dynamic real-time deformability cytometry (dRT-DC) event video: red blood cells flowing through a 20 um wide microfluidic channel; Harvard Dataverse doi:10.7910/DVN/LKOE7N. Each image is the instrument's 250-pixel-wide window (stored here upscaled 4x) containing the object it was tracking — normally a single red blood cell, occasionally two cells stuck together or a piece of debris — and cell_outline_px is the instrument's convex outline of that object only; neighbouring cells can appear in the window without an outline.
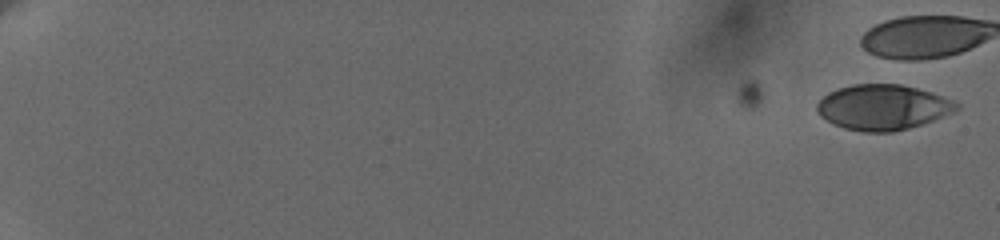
{"species": "human", "species_latin": "Homo sapiens", "temperature_condition": "cold", "stored_images_in_passage": 4, "camera_frame_rate_fps": 3000, "um_per_image_px": 0.085, "donor": {"sex": "female"}, "frame": {"image": 1, "passage_image": 4, "time_ms": 2.667, "image_size_px": [1000, 240], "cell_outline_px": [[960, 108], [952, 112], [932, 120], [908, 128], [892, 132], [864, 132], [844, 128], [832, 124], [820, 116], [816, 112], [816, 104], [828, 92], [836, 88], [852, 84], [900, 84], [916, 88], [952, 100], [960, 104]], "centroid_in_image_um": [74.97, 9.12], "position_along_channel_um": 10.0, "area_um2": 36.7}}